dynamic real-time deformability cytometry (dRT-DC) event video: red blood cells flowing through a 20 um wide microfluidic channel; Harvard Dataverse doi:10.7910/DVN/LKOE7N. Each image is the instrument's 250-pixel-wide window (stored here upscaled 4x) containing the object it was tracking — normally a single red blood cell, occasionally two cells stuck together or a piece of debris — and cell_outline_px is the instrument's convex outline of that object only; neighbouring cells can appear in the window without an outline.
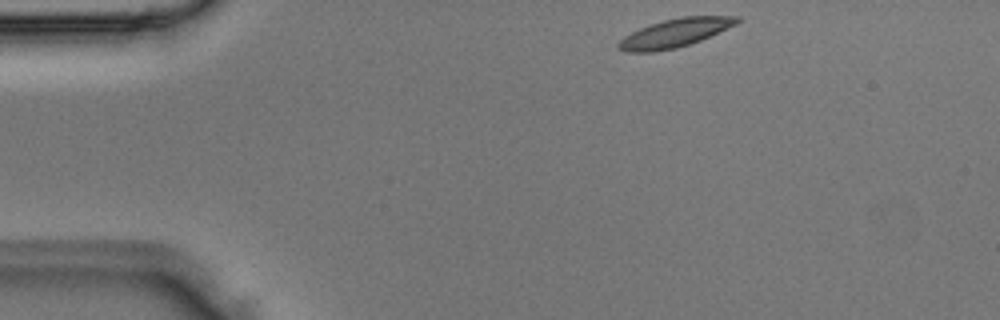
{"species": "Egyptian fruit bat (a non-hibernating species)", "species_latin": "Rousettus aegyptiacus", "temperature_condition": "room temperature", "stored_images_in_passage": 3, "camera_frame_rate_fps": 3000, "um_per_image_px": 0.085, "animal": {"sex": "male"}, "frame": {"image": 1, "passage_image": 1, "time_ms": 0.0, "image_size_px": [1000, 320], "cell_outline_px": [[740, 20], [736, 24], [700, 40], [676, 48], [652, 52], [624, 52], [616, 44], [624, 36], [640, 28], [664, 20], [684, 16], [740, 16]], "centroid_in_image_um": [57.35, 2.8], "position_along_channel_um": 27.7, "area_um2": 19.31}}